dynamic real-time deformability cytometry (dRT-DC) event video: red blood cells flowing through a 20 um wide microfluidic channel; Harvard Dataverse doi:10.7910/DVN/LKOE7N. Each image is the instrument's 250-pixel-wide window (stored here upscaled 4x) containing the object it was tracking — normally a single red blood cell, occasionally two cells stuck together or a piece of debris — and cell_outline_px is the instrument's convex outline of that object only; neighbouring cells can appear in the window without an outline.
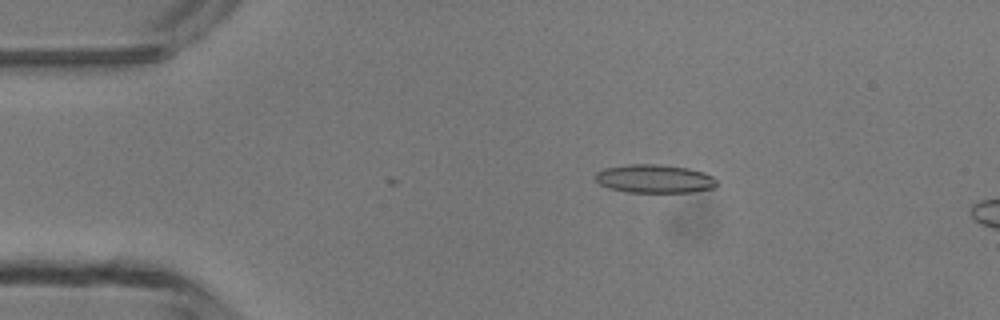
{"species": "common noctule bat (a hibernating species)", "species_latin": "Nyctalus noctula", "temperature_condition": "room temperature", "stored_images_in_passage": 4, "camera_frame_rate_fps": 3000, "um_per_image_px": 0.085, "animal": {"sex": "male", "body_mass_g": 13.3}, "frame": {"image": 1, "passage_image": 3, "time_ms": 2.333, "image_size_px": [1000, 320], "cell_outline_px": [[720, 184], [716, 188], [692, 192], [624, 192], [608, 188], [600, 184], [592, 176], [596, 172], [604, 168], [628, 164], [660, 164], [688, 168], [704, 172], [712, 176]], "centroid_in_image_um": [55.64, 15.19], "position_along_channel_um": 29.4, "area_um2": 20.52}}